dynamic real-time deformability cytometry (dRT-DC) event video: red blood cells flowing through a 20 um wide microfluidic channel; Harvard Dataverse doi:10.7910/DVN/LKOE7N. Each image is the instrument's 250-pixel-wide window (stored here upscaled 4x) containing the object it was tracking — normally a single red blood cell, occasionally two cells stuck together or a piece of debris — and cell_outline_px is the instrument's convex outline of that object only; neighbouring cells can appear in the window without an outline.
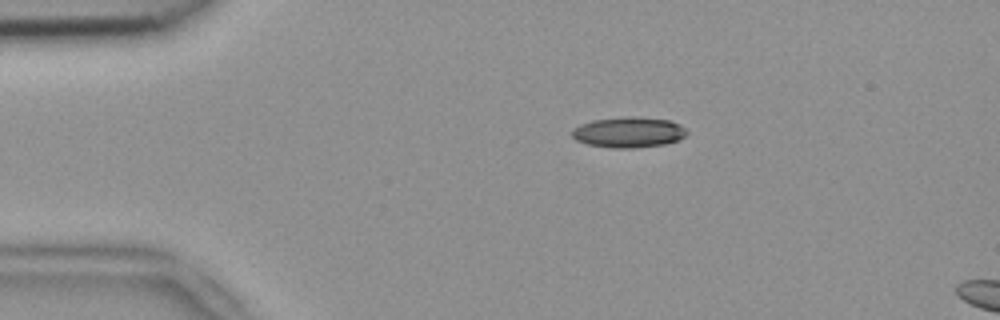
{"species": "common noctule bat (a hibernating species)", "species_latin": "Nyctalus noctula", "temperature_condition": "room temperature", "stored_images_in_passage": 5, "camera_frame_rate_fps": 3000, "um_per_image_px": 0.085, "animal": {"sex": "female", "body_mass_g": 18.4}, "frame": {"image": 1, "passage_image": 1, "time_ms": 0.0, "image_size_px": [1000, 320], "cell_outline_px": [[688, 132], [680, 140], [664, 144], [632, 148], [616, 148], [588, 144], [576, 140], [572, 136], [572, 128], [580, 124], [592, 120], [624, 116], [632, 116], [668, 120], [680, 124]], "centroid_in_image_um": [53.42, 11.23], "position_along_channel_um": 31.6, "area_um2": 20.46}}